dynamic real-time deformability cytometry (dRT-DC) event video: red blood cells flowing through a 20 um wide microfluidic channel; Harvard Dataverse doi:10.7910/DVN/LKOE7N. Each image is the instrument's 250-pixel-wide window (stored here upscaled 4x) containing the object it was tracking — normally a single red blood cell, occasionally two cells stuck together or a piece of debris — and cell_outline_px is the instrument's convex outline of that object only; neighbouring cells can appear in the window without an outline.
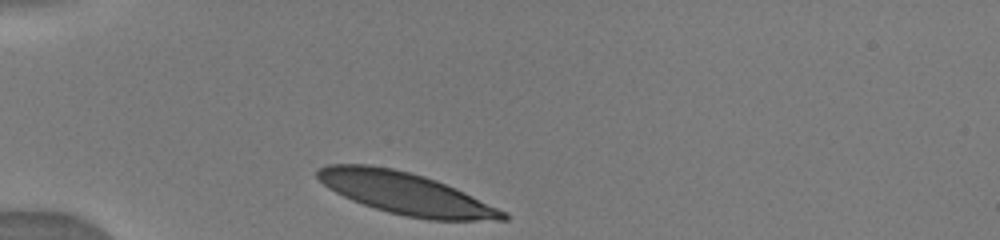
{"species": "human", "species_latin": "Homo sapiens", "temperature_condition": "warm", "stored_images_in_passage": 5, "camera_frame_rate_fps": 3000, "um_per_image_px": 0.085, "donor": {"sex": "male"}, "frame": {"image": 1, "passage_image": 1, "time_ms": 0.0, "image_size_px": [1000, 240], "cell_outline_px": [[508, 220], [428, 220], [404, 216], [388, 212], [352, 200], [328, 188], [316, 176], [316, 172], [320, 168], [328, 164], [368, 164], [392, 168], [424, 176], [436, 180], [464, 192], [508, 212]], "centroid_in_image_um": [34.5, 16.45], "position_along_channel_um": 50.5, "area_um2": 44.97}}